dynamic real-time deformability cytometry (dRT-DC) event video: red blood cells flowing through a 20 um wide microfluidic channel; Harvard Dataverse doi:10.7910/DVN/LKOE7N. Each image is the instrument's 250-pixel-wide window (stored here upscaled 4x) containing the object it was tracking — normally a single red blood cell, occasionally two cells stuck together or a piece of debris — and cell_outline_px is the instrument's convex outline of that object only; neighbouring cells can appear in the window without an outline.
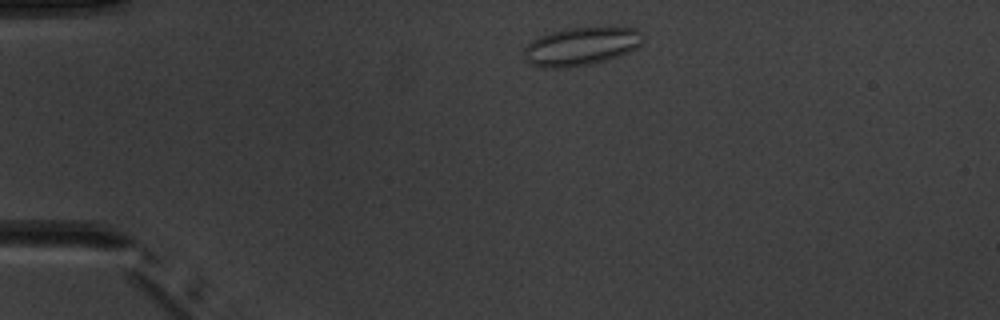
{"species": "common noctule bat (a hibernating species)", "species_latin": "Nyctalus noctula", "temperature_condition": "warm", "stored_images_in_passage": 2, "camera_frame_rate_fps": 3000, "um_per_image_px": 0.085, "animal": {"sex": "male", "body_mass_g": 20.1, "forearm_length_mm": 53.5}, "frame": {"image": 1, "passage_image": 1, "time_ms": 0.0, "image_size_px": [1000, 320], "cell_outline_px": [[644, 40], [636, 48], [628, 52], [604, 60], [588, 64], [560, 68], [540, 68], [528, 64], [524, 60], [524, 48], [532, 40], [540, 36], [552, 32], [568, 28], [636, 28], [644, 36]], "centroid_in_image_um": [49.34, 3.95], "position_along_channel_um": 35.7, "area_um2": 26.24}}